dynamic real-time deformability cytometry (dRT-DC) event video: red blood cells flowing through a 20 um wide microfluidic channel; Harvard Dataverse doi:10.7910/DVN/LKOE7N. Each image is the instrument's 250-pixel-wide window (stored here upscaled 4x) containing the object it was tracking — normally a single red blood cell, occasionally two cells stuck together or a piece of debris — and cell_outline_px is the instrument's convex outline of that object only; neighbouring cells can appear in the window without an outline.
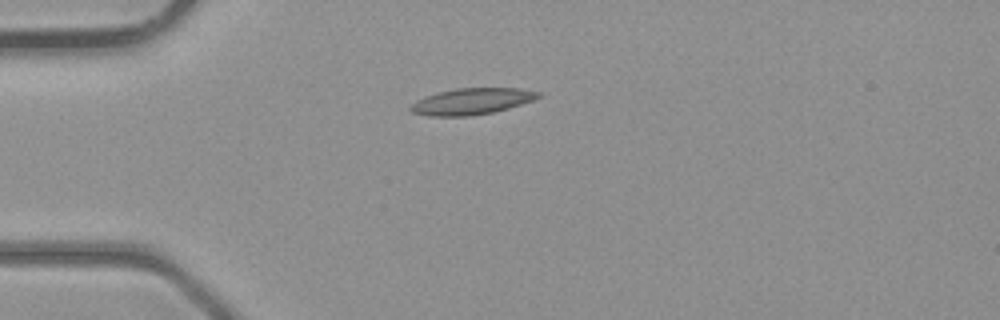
{"species": "common noctule bat (a hibernating species)", "species_latin": "Nyctalus noctula", "temperature_condition": "room temperature", "stored_images_in_passage": 4, "camera_frame_rate_fps": 3000, "um_per_image_px": 0.085, "animal": {"sex": "male", "body_mass_g": 23.1, "forearm_length_mm": 52.7}, "frame": {"image": 1, "passage_image": 4, "time_ms": 3.333, "image_size_px": [1000, 320], "cell_outline_px": [[540, 96], [532, 100], [508, 108], [492, 112], [468, 116], [428, 116], [412, 112], [408, 108], [416, 100], [424, 96], [436, 92], [456, 88], [520, 88], [540, 92]], "centroid_in_image_um": [40.04, 8.61], "position_along_channel_um": 45.0, "area_um2": 19.54}}